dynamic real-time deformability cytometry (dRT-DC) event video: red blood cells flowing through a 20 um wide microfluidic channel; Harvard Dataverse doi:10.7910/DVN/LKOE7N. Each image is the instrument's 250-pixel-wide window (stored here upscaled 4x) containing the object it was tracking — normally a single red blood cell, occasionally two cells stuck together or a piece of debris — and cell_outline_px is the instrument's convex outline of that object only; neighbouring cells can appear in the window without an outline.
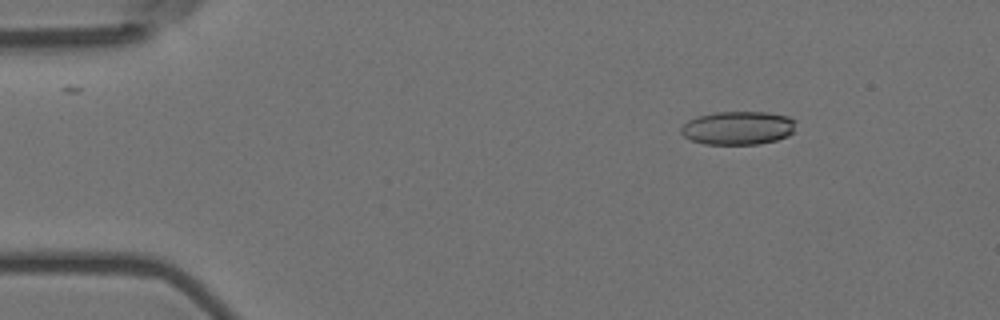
{"species": "Egyptian fruit bat (a non-hibernating species)", "species_latin": "Rousettus aegyptiacus", "temperature_condition": "room temperature", "stored_images_in_passage": 50, "camera_frame_rate_fps": 3000, "um_per_image_px": 0.085, "animal": {"sex": "female"}, "frame": {"image": 1, "passage_image": 1, "time_ms": 0.0, "image_size_px": [1000, 320], "cell_outline_px": [[796, 120], [792, 132], [788, 136], [776, 140], [760, 144], [704, 144], [692, 140], [684, 136], [680, 132], [680, 128], [688, 120], [696, 116], [716, 112], [768, 112], [788, 116]], "centroid_in_image_um": [62.72, 10.87], "position_along_channel_um": 22.3, "area_um2": 22.48}}
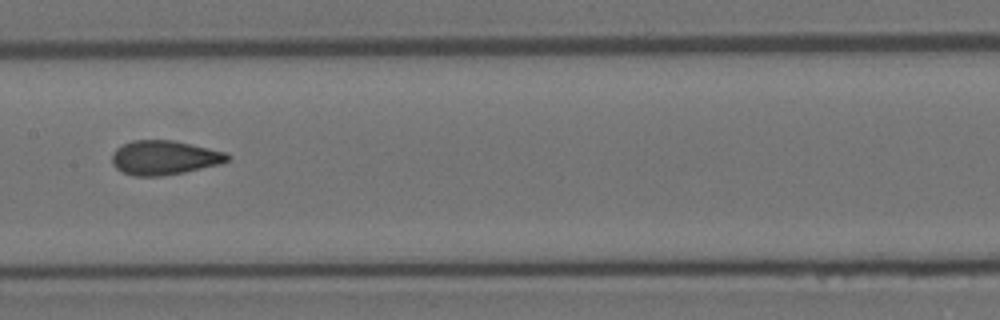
{"frame": {"image": 2, "passage_image": 22, "time_ms": 7.0, "image_size_px": [1000, 320], "cell_outline_px": [[232, 156], [228, 160], [220, 164], [184, 172], [160, 176], [132, 176], [116, 168], [112, 164], [112, 152], [116, 148], [132, 140], [176, 140], [228, 152]], "centroid_in_image_um": [13.99, 13.39], "position_along_channel_um": 193.4, "area_um2": 23.29}}
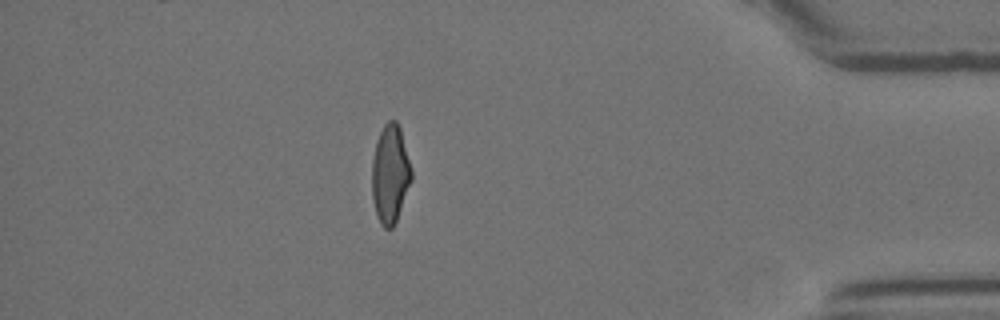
{"frame": {"image": 3, "passage_image": 43, "time_ms": 14.0, "image_size_px": [1000, 320], "cell_outline_px": [[412, 180], [396, 220], [392, 228], [384, 228], [380, 224], [376, 216], [372, 200], [372, 160], [376, 140], [384, 124], [388, 120], [396, 120], [400, 128], [412, 168]], "centroid_in_image_um": [33.16, 14.79], "position_along_channel_um": 402.0, "area_um2": 22.83}, "authors_computed_cell_mechanics": {"area_um2": 22.9755, "velocity_mm_per_s": 3.5768, "shape_relaxation_time_tau1_ms": 7.3623, "shape_relaxation_time_tau2_ms": 1.2768, "deformation_change_tau1": 0.1966, "deformation_change_tau2": 0.0783}}